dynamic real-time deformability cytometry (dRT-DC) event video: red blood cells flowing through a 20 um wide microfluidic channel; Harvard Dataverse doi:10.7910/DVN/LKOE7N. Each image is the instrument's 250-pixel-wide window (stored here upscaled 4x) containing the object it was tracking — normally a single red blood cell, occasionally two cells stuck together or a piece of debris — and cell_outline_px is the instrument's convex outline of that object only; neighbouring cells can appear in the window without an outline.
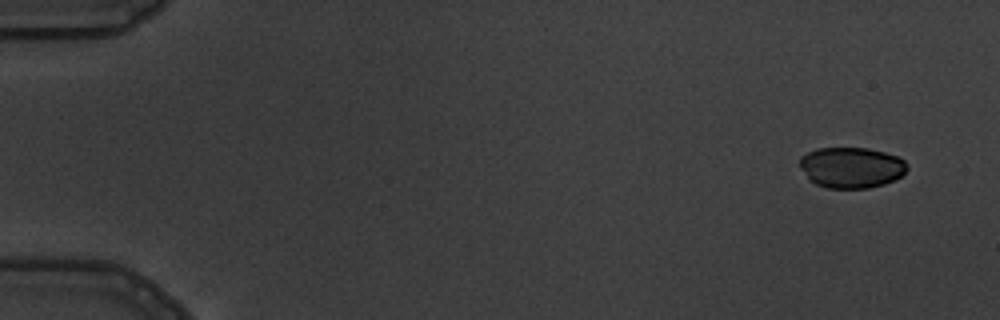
{"species": "common noctule bat (a hibernating species)", "species_latin": "Nyctalus noctula", "temperature_condition": "warm", "stored_images_in_passage": 5, "camera_frame_rate_fps": 3000, "um_per_image_px": 0.085, "animal": {"sex": "male", "body_mass_g": 19.5, "forearm_length_mm": 54.6}, "frame": {"image": 1, "passage_image": 1, "time_ms": 0.0, "image_size_px": [1000, 320], "cell_outline_px": [[908, 168], [900, 176], [884, 184], [868, 188], [828, 188], [816, 184], [808, 180], [800, 168], [800, 156], [816, 148], [868, 148], [884, 152], [896, 156], [904, 160], [908, 164]], "centroid_in_image_um": [72.33, 14.23], "position_along_channel_um": 12.7, "area_um2": 25.61}}
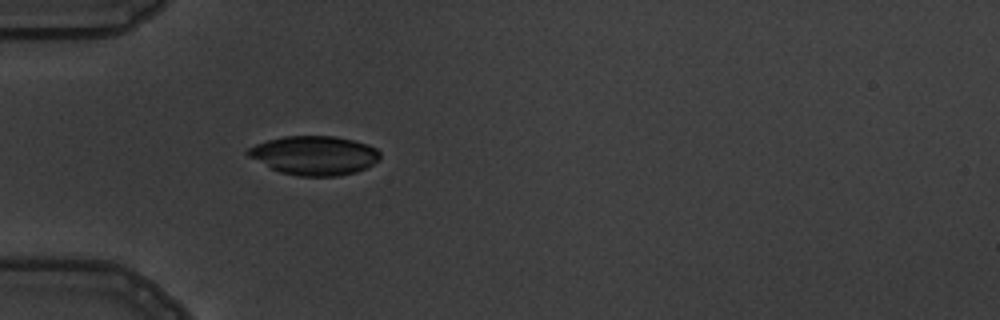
{"frame": {"image": 2, "passage_image": 5, "time_ms": 4.667, "image_size_px": [1000, 320], "cell_outline_px": [[380, 156], [372, 164], [356, 172], [336, 176], [296, 176], [280, 172], [248, 156], [244, 152], [248, 148], [256, 144], [268, 140], [284, 136], [336, 136], [368, 144], [376, 148], [380, 152]], "centroid_in_image_um": [26.7, 13.2], "position_along_channel_um": 58.3, "area_um2": 29.88}}